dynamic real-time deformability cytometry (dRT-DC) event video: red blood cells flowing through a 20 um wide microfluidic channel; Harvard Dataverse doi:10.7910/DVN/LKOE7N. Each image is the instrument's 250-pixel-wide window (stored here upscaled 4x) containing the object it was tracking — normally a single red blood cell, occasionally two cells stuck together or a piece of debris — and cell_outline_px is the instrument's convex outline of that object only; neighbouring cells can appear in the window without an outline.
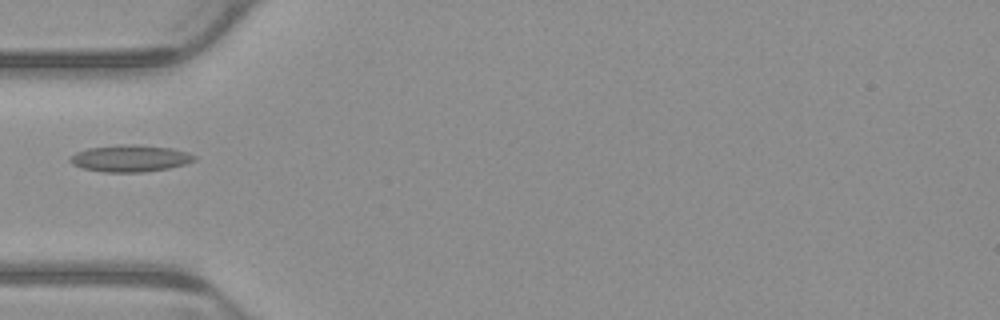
{"species": "common noctule bat (a hibernating species)", "species_latin": "Nyctalus noctula", "temperature_condition": "warm", "stored_images_in_passage": 6, "camera_frame_rate_fps": 3000, "um_per_image_px": 0.085, "animal": {"sex": "male", "body_mass_g": 23.1, "forearm_length_mm": 52.7}, "frame": {"image": 1, "passage_image": 5, "time_ms": 1.333, "image_size_px": [1000, 320], "cell_outline_px": [[196, 160], [184, 164], [168, 168], [144, 172], [104, 172], [84, 168], [72, 164], [68, 160], [76, 152], [88, 148], [120, 144], [136, 144], [172, 148], [188, 152], [196, 156]], "centroid_in_image_um": [11.08, 13.45], "position_along_channel_um": 73.9, "area_um2": 19.42}}
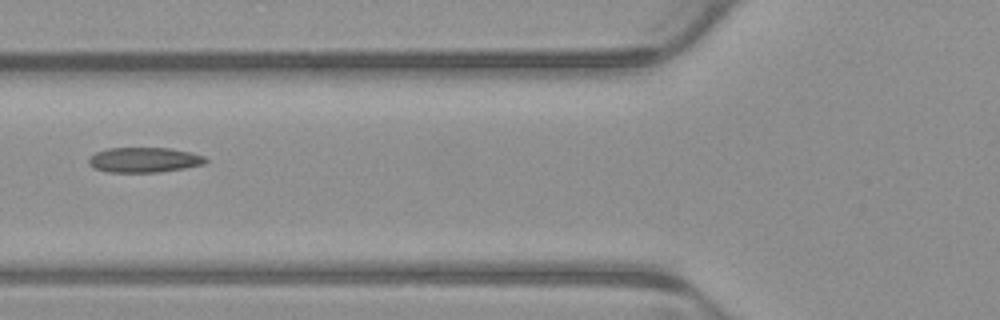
{"frame": {"image": 2, "passage_image": 6, "time_ms": 1.667, "image_size_px": [1000, 320], "cell_outline_px": [[208, 160], [204, 164], [184, 168], [160, 172], [108, 172], [96, 168], [88, 164], [88, 156], [96, 152], [108, 148], [172, 148], [192, 152], [204, 156]], "centroid_in_image_um": [12.26, 13.58], "position_along_channel_um": 113.5, "area_um2": 17.17}}